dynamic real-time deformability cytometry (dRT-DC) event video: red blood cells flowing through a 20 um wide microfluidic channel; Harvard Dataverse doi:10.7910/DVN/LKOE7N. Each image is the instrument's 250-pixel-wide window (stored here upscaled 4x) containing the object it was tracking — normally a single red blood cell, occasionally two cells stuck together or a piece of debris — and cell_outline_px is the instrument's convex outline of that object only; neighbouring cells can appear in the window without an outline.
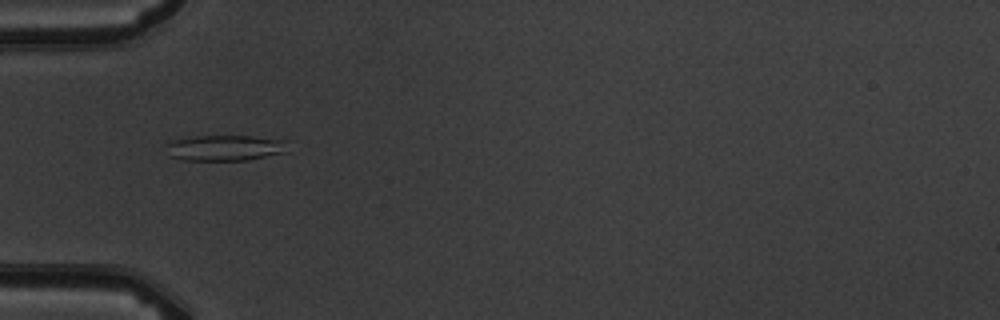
{"species": "common noctule bat (a hibernating species)", "species_latin": "Nyctalus noctula", "temperature_condition": "warm", "stored_images_in_passage": 6, "camera_frame_rate_fps": 3000, "um_per_image_px": 0.085, "animal": {"sex": "male", "body_mass_g": 19.5, "forearm_length_mm": 54.6}, "frame": {"image": 1, "passage_image": 4, "time_ms": 3.333, "image_size_px": [1000, 320], "cell_outline_px": [[288, 152], [248, 160], [184, 160], [172, 156], [164, 144], [172, 140], [196, 136], [252, 136], [288, 140]], "centroid_in_image_um": [19.19, 12.56], "position_along_channel_um": 65.8, "area_um2": 18.38}}
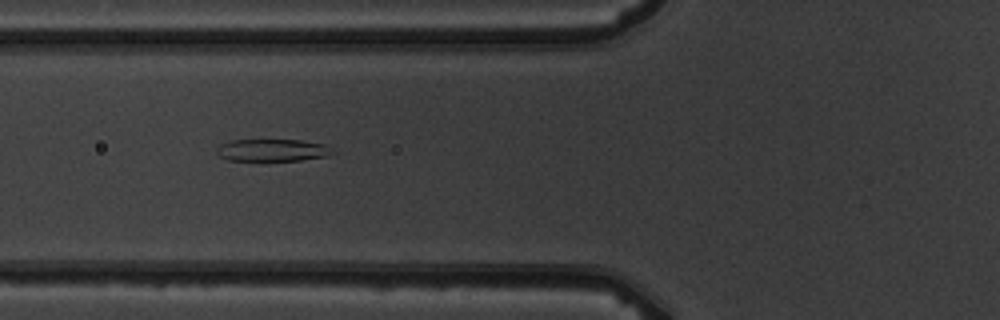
{"frame": {"image": 2, "passage_image": 5, "time_ms": 4.333, "image_size_px": [1000, 320], "cell_outline_px": [[332, 152], [324, 156], [300, 160], [228, 160], [220, 156], [216, 152], [216, 148], [220, 144], [232, 140], [300, 140], [324, 144]], "centroid_in_image_um": [23.06, 12.75], "position_along_channel_um": 102.7, "area_um2": 14.62}}